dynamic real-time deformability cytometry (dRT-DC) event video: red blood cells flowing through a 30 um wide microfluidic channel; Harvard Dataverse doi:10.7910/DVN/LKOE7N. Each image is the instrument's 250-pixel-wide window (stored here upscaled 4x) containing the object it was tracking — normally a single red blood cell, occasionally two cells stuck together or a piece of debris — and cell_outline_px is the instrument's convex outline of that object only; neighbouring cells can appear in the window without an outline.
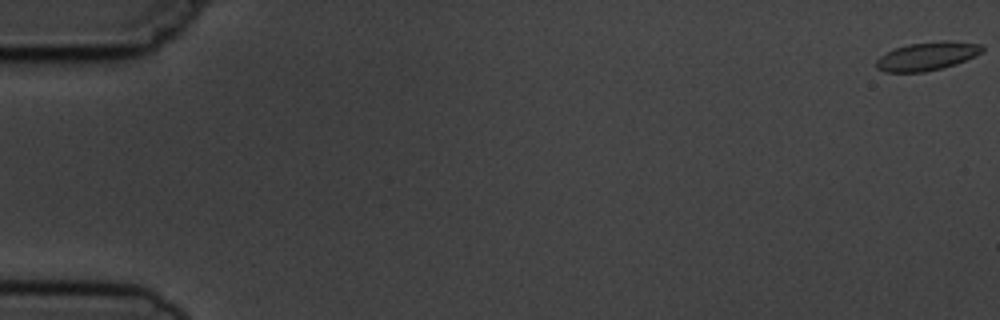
{"species": "common noctule bat (a hibernating species)", "species_latin": "Nyctalus noctula", "temperature_condition": "cold", "stored_images_in_passage": 6, "camera_frame_rate_fps": 3000, "um_per_image_px": 0.085, "animal": {"sex": "male", "body_mass_g": 19.5, "forearm_length_mm": 54.6}, "frame": {"image": 1, "passage_image": 1, "time_ms": 0.0, "image_size_px": [1000, 320], "cell_outline_px": [[984, 48], [976, 56], [956, 64], [924, 72], [884, 72], [876, 68], [876, 60], [880, 56], [896, 48], [908, 44], [944, 40], [948, 40], [980, 44]], "centroid_in_image_um": [78.8, 4.77], "position_along_channel_um": 6.2, "area_um2": 17.46}}
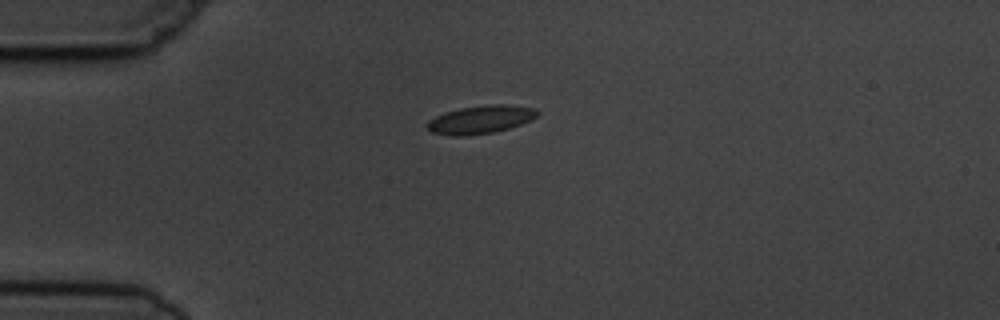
{"frame": {"image": 2, "passage_image": 5, "time_ms": 4.667, "image_size_px": [1000, 320], "cell_outline_px": [[540, 112], [532, 120], [508, 128], [492, 132], [464, 136], [452, 136], [432, 132], [424, 128], [424, 124], [428, 120], [444, 112], [460, 108], [488, 104], [504, 104], [536, 108]], "centroid_in_image_um": [40.8, 10.16], "position_along_channel_um": 44.2, "area_um2": 18.21}}